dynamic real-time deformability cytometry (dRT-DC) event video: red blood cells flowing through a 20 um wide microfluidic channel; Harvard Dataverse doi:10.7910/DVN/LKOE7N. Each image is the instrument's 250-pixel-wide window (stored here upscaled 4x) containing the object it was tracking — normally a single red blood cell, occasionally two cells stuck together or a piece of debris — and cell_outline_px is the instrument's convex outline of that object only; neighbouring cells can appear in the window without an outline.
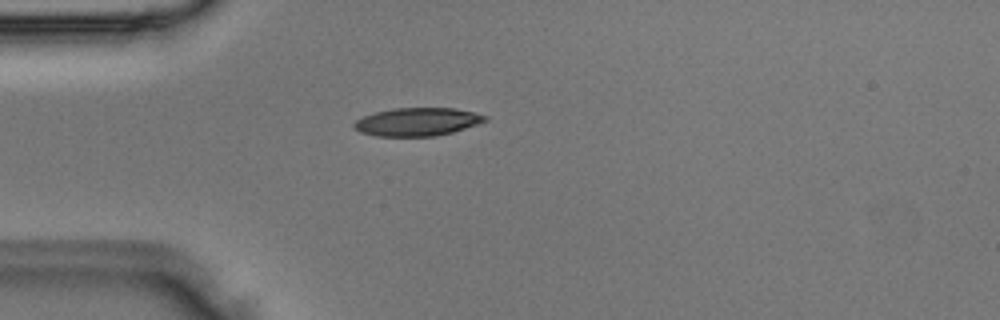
{"species": "Egyptian fruit bat (a non-hibernating species)", "species_latin": "Rousettus aegyptiacus", "temperature_condition": "room temperature", "stored_images_in_passage": 31, "camera_frame_rate_fps": 3000, "um_per_image_px": 0.085, "animal": {"sex": "male"}, "frame": {"image": 1, "passage_image": 2, "time_ms": 0.333, "image_size_px": [1000, 320], "cell_outline_px": [[488, 120], [452, 132], [436, 136], [376, 136], [360, 132], [352, 128], [352, 124], [356, 120], [364, 116], [376, 112], [392, 108], [456, 108], [488, 116]], "centroid_in_image_um": [35.44, 10.35], "position_along_channel_um": 49.6, "area_um2": 21.44}}
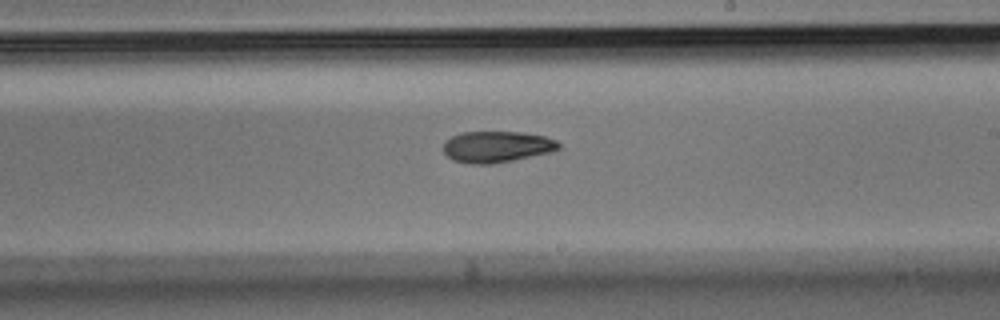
{"frame": {"image": 2, "passage_image": 17, "time_ms": 5.333, "image_size_px": [1000, 320], "cell_outline_px": [[560, 148], [552, 152], [492, 164], [472, 164], [452, 160], [444, 152], [444, 140], [460, 132], [520, 132], [544, 136], [556, 140], [560, 144]], "centroid_in_image_um": [42.21, 12.47], "position_along_channel_um": 246.8, "area_um2": 21.04}}
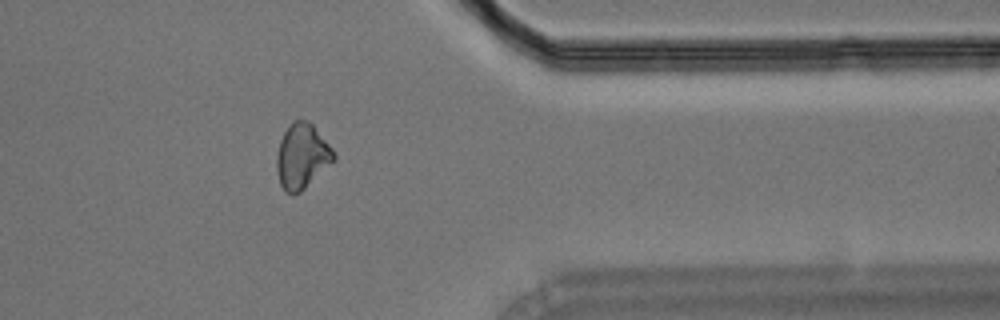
{"frame": {"image": 3, "passage_image": 28, "time_ms": 9.0, "image_size_px": [1000, 320], "cell_outline_px": [[336, 160], [300, 192], [292, 196], [284, 192], [280, 184], [276, 168], [276, 156], [280, 140], [288, 124], [292, 120], [308, 120], [312, 124], [332, 148], [336, 156]], "centroid_in_image_um": [25.65, 13.29], "position_along_channel_um": 385.7, "area_um2": 21.85}}